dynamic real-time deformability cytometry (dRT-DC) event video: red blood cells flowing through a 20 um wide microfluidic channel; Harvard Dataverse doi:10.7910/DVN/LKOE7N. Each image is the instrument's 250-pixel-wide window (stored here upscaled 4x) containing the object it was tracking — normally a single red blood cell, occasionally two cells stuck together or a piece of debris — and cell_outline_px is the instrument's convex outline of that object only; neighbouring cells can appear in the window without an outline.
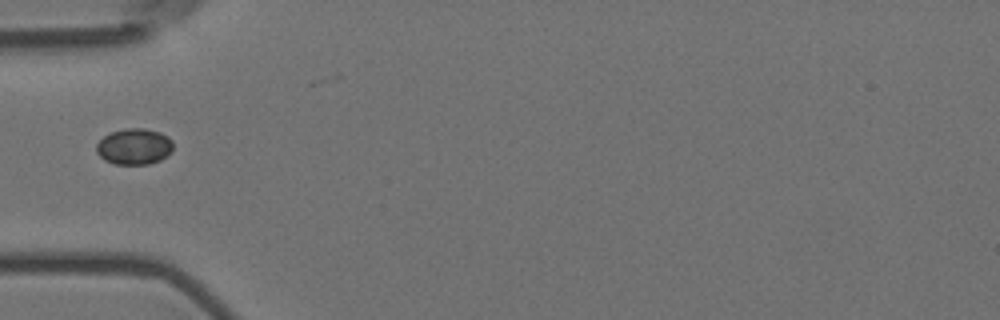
{"species": "Egyptian fruit bat (a non-hibernating species)", "species_latin": "Rousettus aegyptiacus", "temperature_condition": "room temperature", "stored_images_in_passage": 4, "camera_frame_rate_fps": 3000, "um_per_image_px": 0.085, "animal": {"sex": "female"}, "frame": {"image": 1, "passage_image": 1, "time_ms": 0.0, "image_size_px": [1000, 320], "cell_outline_px": [[172, 152], [160, 160], [148, 164], [116, 164], [104, 160], [96, 152], [96, 144], [108, 132], [124, 128], [144, 128], [160, 132], [168, 136], [172, 140]], "centroid_in_image_um": [11.4, 12.44], "position_along_channel_um": 73.6, "area_um2": 16.3}}
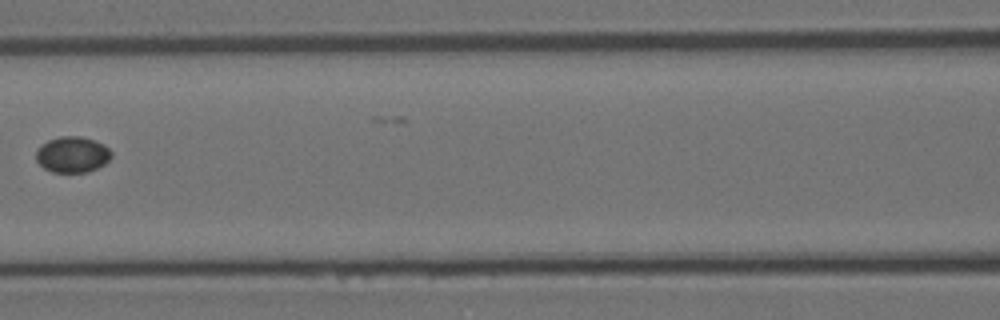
{"frame": {"image": 2, "passage_image": 3, "time_ms": 0.667, "image_size_px": [1000, 320], "cell_outline_px": [[112, 156], [104, 164], [88, 172], [52, 172], [44, 168], [36, 160], [36, 148], [48, 140], [60, 136], [80, 136], [104, 144], [112, 152]], "centroid_in_image_um": [6.14, 13.13], "position_along_channel_um": 160.5, "area_um2": 15.78}}
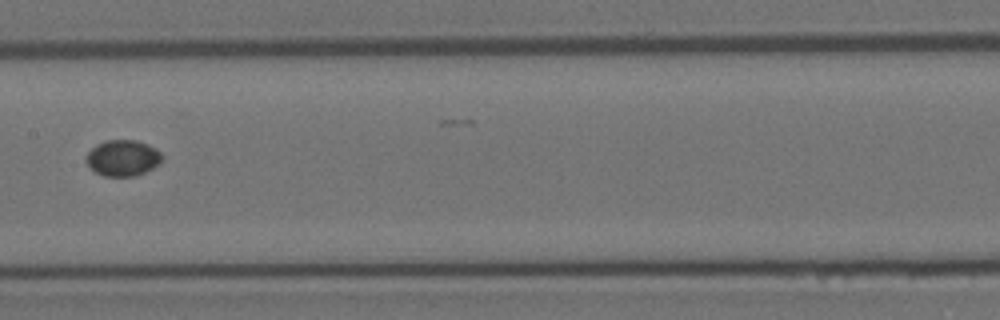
{"frame": {"image": 3, "passage_image": 4, "time_ms": 1.0, "image_size_px": [1000, 320], "cell_outline_px": [[164, 156], [160, 164], [136, 176], [104, 176], [96, 172], [84, 160], [88, 152], [96, 144], [108, 140], [136, 140], [148, 144], [156, 148]], "centroid_in_image_um": [10.46, 13.42], "position_along_channel_um": 196.9, "area_um2": 16.01}}